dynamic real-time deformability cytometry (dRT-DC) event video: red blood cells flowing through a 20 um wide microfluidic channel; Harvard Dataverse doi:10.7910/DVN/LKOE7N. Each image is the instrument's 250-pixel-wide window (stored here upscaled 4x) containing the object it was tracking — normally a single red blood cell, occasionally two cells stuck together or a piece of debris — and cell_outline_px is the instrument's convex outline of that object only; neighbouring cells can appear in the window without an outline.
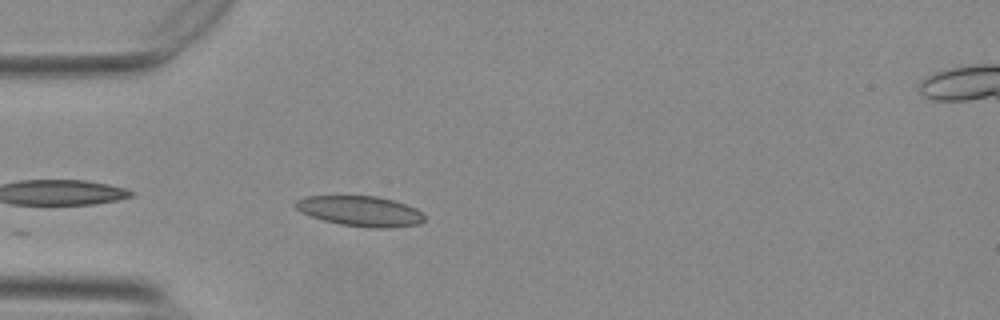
{"species": "Egyptian fruit bat (a non-hibernating species)", "species_latin": "Rousettus aegyptiacus", "temperature_condition": "warm", "stored_images_in_passage": 7, "camera_frame_rate_fps": 3000, "um_per_image_px": 0.085, "animal": {"sex": "female"}, "frame": {"image": 1, "passage_image": 2, "time_ms": 0.333, "image_size_px": [1000, 320], "cell_outline_px": [[424, 220], [420, 224], [388, 228], [376, 228], [340, 224], [324, 220], [300, 212], [292, 204], [296, 200], [308, 196], [376, 196], [392, 200], [416, 208], [424, 216]], "centroid_in_image_um": [30.61, 17.94], "position_along_channel_um": 54.4, "area_um2": 22.54}}